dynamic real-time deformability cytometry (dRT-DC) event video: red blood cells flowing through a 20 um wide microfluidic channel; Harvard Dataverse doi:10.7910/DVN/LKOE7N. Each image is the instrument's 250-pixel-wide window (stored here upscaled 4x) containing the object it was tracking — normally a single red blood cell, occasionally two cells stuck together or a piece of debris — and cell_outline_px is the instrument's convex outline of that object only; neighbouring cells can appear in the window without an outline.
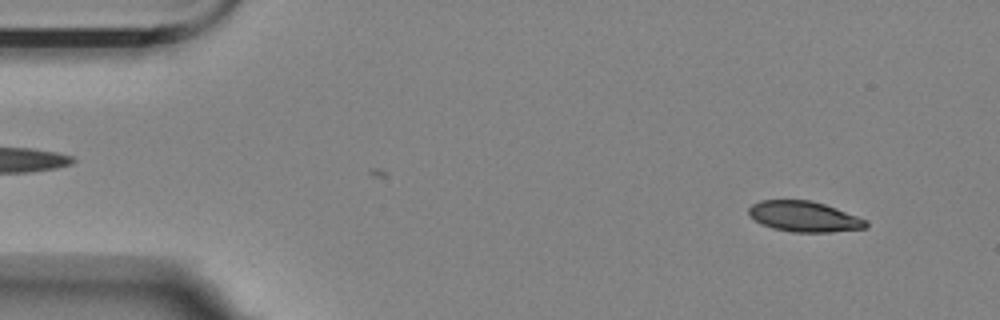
{"species": "Egyptian fruit bat (a non-hibernating species)", "species_latin": "Rousettus aegyptiacus", "temperature_condition": "room temperature", "stored_images_in_passage": 56, "segment_of_instrument_passage": [1, 2], "camera_frame_rate_fps": 3000, "um_per_image_px": 0.085, "animal": {"sex": "female"}, "frame": {"image": 1, "passage_image": 4, "time_ms": 1.0, "image_size_px": [1000, 320], "cell_outline_px": [[868, 228], [832, 232], [792, 232], [772, 228], [760, 224], [748, 216], [748, 208], [752, 204], [760, 200], [812, 200], [836, 208], [868, 220]], "centroid_in_image_um": [68.34, 18.41], "position_along_channel_um": 16.7, "area_um2": 21.15}}
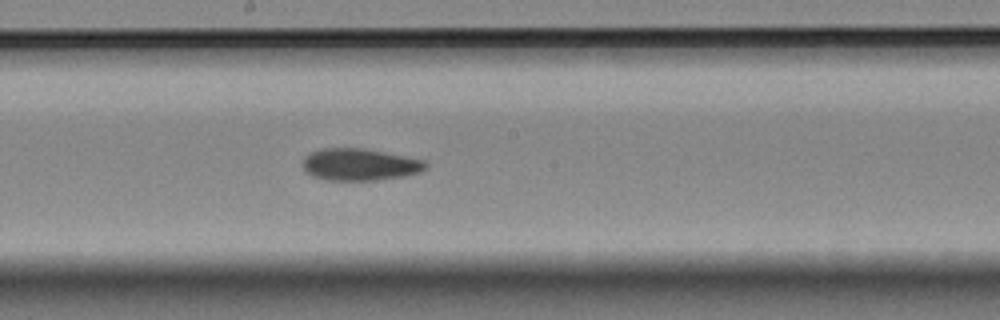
{"frame": {"image": 2, "passage_image": 29, "time_ms": 9.333, "image_size_px": [1000, 320], "cell_outline_px": [[428, 168], [420, 172], [404, 176], [376, 180], [324, 180], [312, 176], [304, 168], [304, 156], [320, 148], [364, 148], [428, 160]], "centroid_in_image_um": [30.64, 13.98], "position_along_channel_um": 217.6, "area_um2": 23.12}}
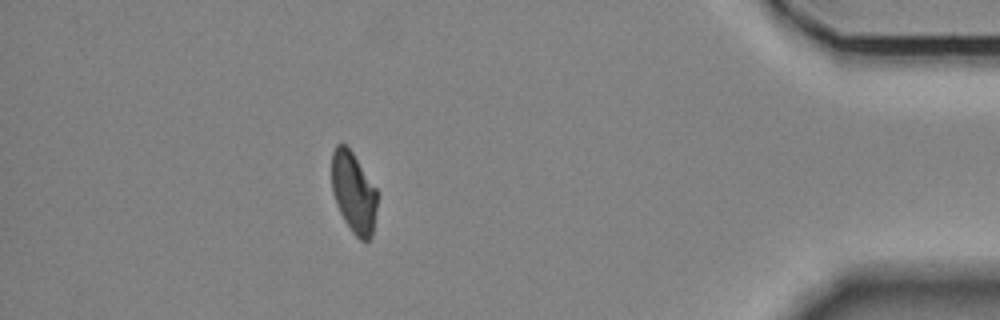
{"frame": {"image": 3, "passage_image": 49, "time_ms": 16.0, "image_size_px": [1000, 320], "cell_outline_px": [[380, 196], [372, 236], [368, 240], [360, 240], [352, 232], [344, 220], [336, 204], [332, 192], [332, 152], [336, 144], [344, 144], [352, 152], [376, 188]], "centroid_in_image_um": [30.09, 16.39], "position_along_channel_um": 405.1, "area_um2": 21.73}}